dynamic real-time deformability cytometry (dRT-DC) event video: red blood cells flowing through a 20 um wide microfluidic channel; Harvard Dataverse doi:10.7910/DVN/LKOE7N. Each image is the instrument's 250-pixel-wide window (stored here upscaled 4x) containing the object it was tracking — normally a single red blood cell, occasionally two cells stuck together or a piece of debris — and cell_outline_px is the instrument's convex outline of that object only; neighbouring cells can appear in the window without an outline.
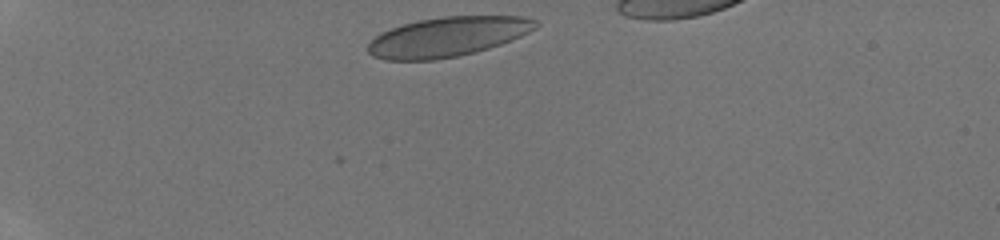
{"species": "human", "species_latin": "Homo sapiens", "temperature_condition": "room temperature", "stored_images_in_passage": 35, "camera_frame_rate_fps": 3000, "um_per_image_px": 0.085, "donor": {"sex": "male"}, "frame": {"image": 1, "passage_image": 1, "time_ms": 0.0, "image_size_px": [1000, 240], "cell_outline_px": [[540, 24], [536, 28], [520, 36], [500, 44], [488, 48], [456, 56], [436, 60], [384, 60], [372, 56], [368, 52], [368, 44], [380, 32], [404, 24], [420, 20], [444, 16], [524, 16], [536, 20]], "centroid_in_image_um": [38.04, 3.12], "position_along_channel_um": 47.0, "area_um2": 38.49}}
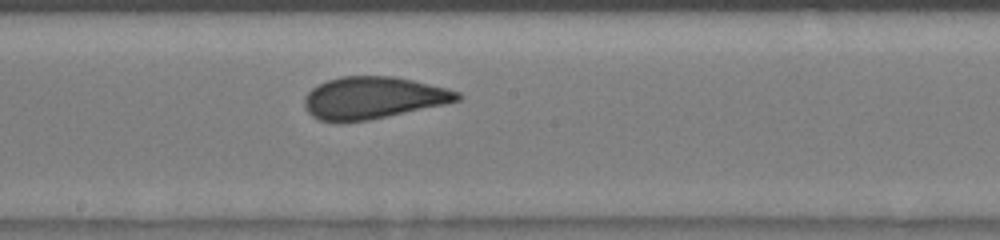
{"frame": {"image": 2, "passage_image": 17, "time_ms": 5.333, "image_size_px": [1000, 240], "cell_outline_px": [[464, 96], [460, 100], [444, 104], [388, 116], [368, 120], [340, 124], [320, 120], [312, 116], [304, 108], [304, 96], [312, 88], [328, 80], [340, 76], [392, 76], [412, 80], [448, 88], [460, 92]], "centroid_in_image_um": [31.69, 8.33], "position_along_channel_um": 216.5, "area_um2": 37.8}}
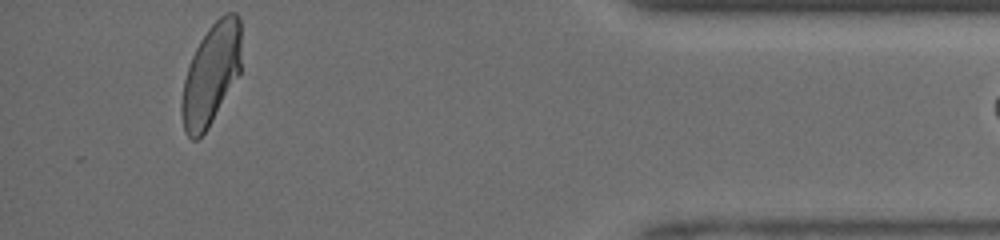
{"frame": {"image": 3, "passage_image": 34, "time_ms": 11.0, "image_size_px": [1000, 240], "cell_outline_px": [[240, 72], [208, 128], [196, 140], [192, 140], [184, 132], [180, 112], [180, 100], [184, 80], [192, 56], [200, 40], [208, 28], [224, 12], [236, 12], [240, 16]], "centroid_in_image_um": [17.92, 6.32], "position_along_channel_um": 417.3, "area_um2": 35.14}}